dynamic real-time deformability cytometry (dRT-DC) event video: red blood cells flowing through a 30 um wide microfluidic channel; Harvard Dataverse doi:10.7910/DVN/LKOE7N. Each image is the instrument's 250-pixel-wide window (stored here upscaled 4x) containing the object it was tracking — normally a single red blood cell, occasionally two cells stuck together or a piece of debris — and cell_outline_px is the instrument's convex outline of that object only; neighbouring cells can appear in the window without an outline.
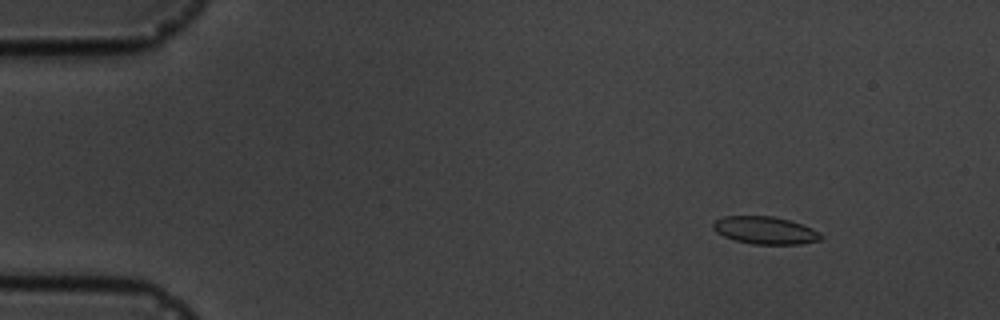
{"species": "common noctule bat (a hibernating species)", "species_latin": "Nyctalus noctula", "temperature_condition": "cold", "stored_images_in_passage": 5, "camera_frame_rate_fps": 3000, "um_per_image_px": 0.085, "animal": {"sex": "male", "body_mass_g": 19.5, "forearm_length_mm": 54.6}, "frame": {"image": 1, "passage_image": 2, "time_ms": 1.333, "image_size_px": [1000, 320], "cell_outline_px": [[824, 236], [820, 240], [800, 244], [752, 244], [736, 240], [724, 236], [716, 232], [712, 228], [712, 224], [716, 220], [724, 216], [772, 216], [788, 220], [812, 228], [820, 232]], "centroid_in_image_um": [65.04, 19.58], "position_along_channel_um": 20.0, "area_um2": 17.22}}
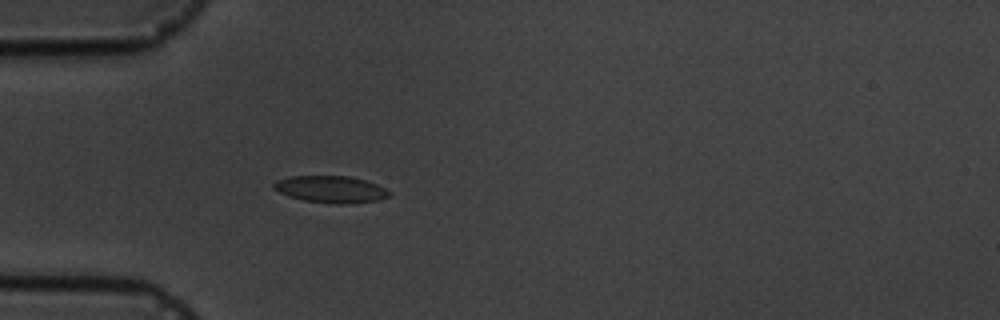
{"frame": {"image": 2, "passage_image": 5, "time_ms": 4.667, "image_size_px": [1000, 320], "cell_outline_px": [[392, 192], [388, 196], [376, 200], [352, 204], [336, 204], [304, 200], [288, 196], [272, 188], [272, 184], [276, 180], [288, 176], [348, 176], [364, 180], [376, 184]], "centroid_in_image_um": [28.08, 16.09], "position_along_channel_um": 56.9, "area_um2": 18.09}}